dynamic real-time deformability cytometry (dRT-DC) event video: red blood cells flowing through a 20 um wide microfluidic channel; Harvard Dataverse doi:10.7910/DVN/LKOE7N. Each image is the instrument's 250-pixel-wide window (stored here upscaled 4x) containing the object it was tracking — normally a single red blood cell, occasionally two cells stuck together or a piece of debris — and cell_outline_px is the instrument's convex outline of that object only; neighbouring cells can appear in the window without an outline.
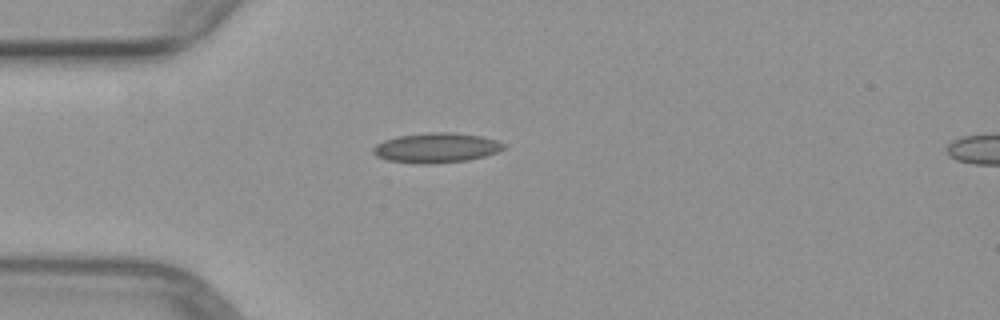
{"species": "common noctule bat (a hibernating species)", "species_latin": "Nyctalus noctula", "temperature_condition": "warm", "stored_images_in_passage": 2, "segment_of_instrument_passage": [1, 2], "camera_frame_rate_fps": 3000, "um_per_image_px": 0.085, "animal": {"sex": "female", "body_mass_g": 29.2, "forearm_length_mm": 56.3}, "frame": {"image": 1, "passage_image": 1, "time_ms": 0.0, "image_size_px": [1000, 320], "cell_outline_px": [[504, 148], [496, 152], [484, 156], [468, 160], [424, 164], [420, 164], [388, 160], [376, 156], [372, 152], [372, 148], [376, 144], [384, 140], [400, 136], [428, 132], [452, 132], [480, 136], [496, 140], [504, 144]], "centroid_in_image_um": [37.05, 12.56], "position_along_channel_um": 47.9, "area_um2": 22.48}}